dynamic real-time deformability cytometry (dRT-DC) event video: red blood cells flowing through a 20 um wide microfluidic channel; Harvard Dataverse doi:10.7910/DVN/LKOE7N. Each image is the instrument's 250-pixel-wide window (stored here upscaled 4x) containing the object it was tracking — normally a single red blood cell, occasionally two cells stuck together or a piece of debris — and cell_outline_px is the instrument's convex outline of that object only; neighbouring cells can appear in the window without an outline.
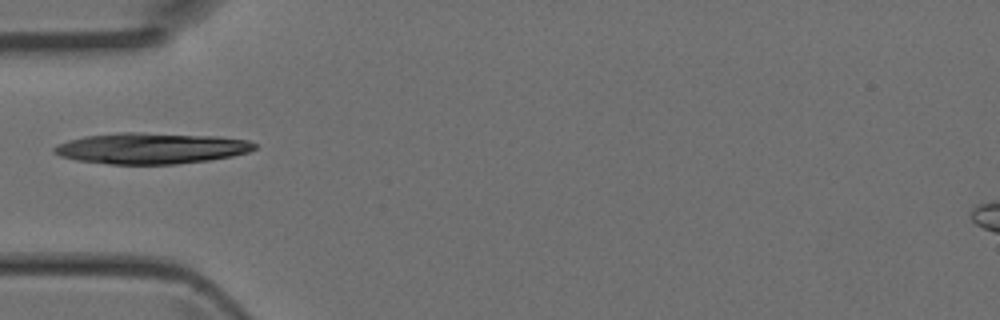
{"species": "Egyptian fruit bat (a non-hibernating species)", "species_latin": "Rousettus aegyptiacus", "temperature_condition": "room temperature", "stored_images_in_passage": 1, "camera_frame_rate_fps": 3000, "um_per_image_px": 0.085, "animal": {"sex": "female"}, "frame": {"image": 1, "passage_image": 1, "time_ms": 0.0, "image_size_px": [1000, 320], "cell_outline_px": [[256, 148], [248, 152], [232, 156], [208, 160], [176, 164], [108, 164], [76, 160], [60, 156], [52, 152], [52, 148], [56, 144], [84, 136], [120, 132], [140, 132], [216, 136], [248, 140], [256, 144]], "centroid_in_image_um": [12.81, 12.6], "position_along_channel_um": 72.2, "area_um2": 36.36}}